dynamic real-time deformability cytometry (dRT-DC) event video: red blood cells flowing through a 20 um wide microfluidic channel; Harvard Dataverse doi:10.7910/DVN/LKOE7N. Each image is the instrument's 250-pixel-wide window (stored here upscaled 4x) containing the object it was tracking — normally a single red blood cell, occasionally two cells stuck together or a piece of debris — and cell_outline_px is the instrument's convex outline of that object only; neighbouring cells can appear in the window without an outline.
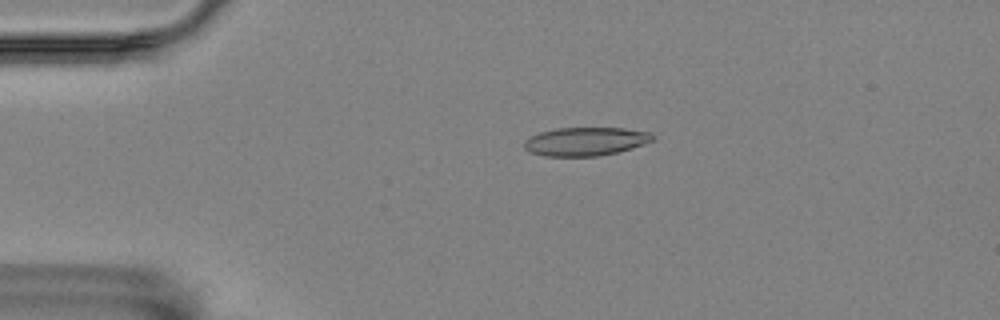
{"species": "Egyptian fruit bat (a non-hibernating species)", "species_latin": "Rousettus aegyptiacus", "temperature_condition": "room temperature", "stored_images_in_passage": 51, "camera_frame_rate_fps": 3000, "um_per_image_px": 0.085, "animal": {"sex": "female"}, "frame": {"image": 1, "passage_image": 7, "time_ms": 2.0, "image_size_px": [1000, 320], "cell_outline_px": [[656, 136], [652, 140], [644, 144], [632, 148], [616, 152], [596, 156], [544, 156], [528, 152], [524, 148], [524, 140], [528, 136], [540, 132], [556, 128], [624, 128], [652, 132]], "centroid_in_image_um": [49.75, 12.02], "position_along_channel_um": 35.3, "area_um2": 21.5}}
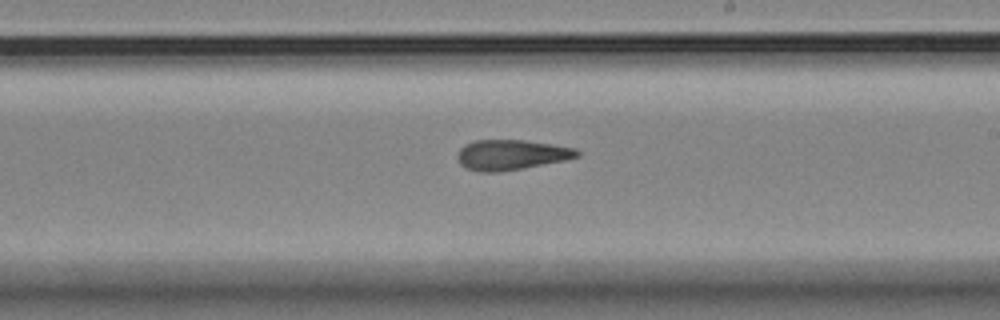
{"frame": {"image": 2, "passage_image": 28, "time_ms": 9.0, "image_size_px": [1000, 320], "cell_outline_px": [[580, 156], [564, 160], [500, 172], [480, 172], [468, 168], [460, 164], [456, 156], [460, 148], [464, 144], [476, 140], [524, 140], [552, 144], [576, 148], [580, 152]], "centroid_in_image_um": [43.44, 13.15], "position_along_channel_um": 245.6, "area_um2": 20.98}}
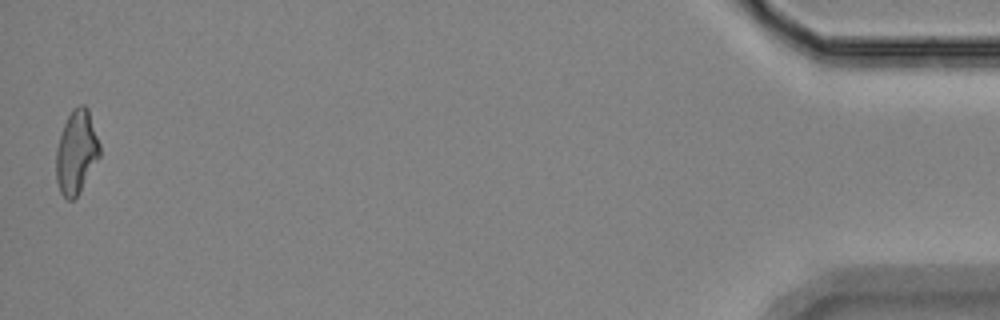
{"frame": {"image": 3, "passage_image": 51, "time_ms": 16.667, "image_size_px": [1000, 320], "cell_outline_px": [[100, 156], [80, 192], [72, 200], [68, 200], [60, 192], [56, 180], [56, 148], [64, 124], [72, 108], [80, 104], [84, 104], [88, 108], [100, 144]], "centroid_in_image_um": [6.49, 12.92], "position_along_channel_um": 428.7, "area_um2": 21.27}, "authors_computed_cell_mechanics": {"area_um2": 21.2704, "velocity_mm_per_s": 3.5411, "shape_relaxation_time_tau1_ms": null, "shape_relaxation_time_tau2_ms": 3.54, "deformation_change_tau1": null, "deformation_change_tau2": 0.13}}